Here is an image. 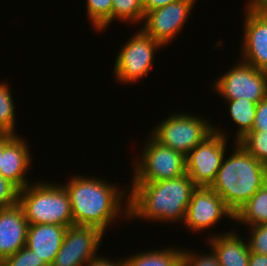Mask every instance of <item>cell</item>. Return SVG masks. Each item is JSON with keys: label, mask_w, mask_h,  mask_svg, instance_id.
<instances>
[{"label": "cell", "mask_w": 267, "mask_h": 266, "mask_svg": "<svg viewBox=\"0 0 267 266\" xmlns=\"http://www.w3.org/2000/svg\"><path fill=\"white\" fill-rule=\"evenodd\" d=\"M72 176L61 184L69 195L73 225L93 226L105 234L116 220H129L128 187L96 176Z\"/></svg>", "instance_id": "6da1fadb"}, {"label": "cell", "mask_w": 267, "mask_h": 266, "mask_svg": "<svg viewBox=\"0 0 267 266\" xmlns=\"http://www.w3.org/2000/svg\"><path fill=\"white\" fill-rule=\"evenodd\" d=\"M128 219L183 224L192 191L189 175L158 182H130Z\"/></svg>", "instance_id": "7a4b0ae2"}, {"label": "cell", "mask_w": 267, "mask_h": 266, "mask_svg": "<svg viewBox=\"0 0 267 266\" xmlns=\"http://www.w3.org/2000/svg\"><path fill=\"white\" fill-rule=\"evenodd\" d=\"M233 144V152L225 154L210 188L235 214L267 182V166L255 159L238 142Z\"/></svg>", "instance_id": "3957f363"}, {"label": "cell", "mask_w": 267, "mask_h": 266, "mask_svg": "<svg viewBox=\"0 0 267 266\" xmlns=\"http://www.w3.org/2000/svg\"><path fill=\"white\" fill-rule=\"evenodd\" d=\"M38 181L35 179L18 194V205L28 223L73 225L71 203L64 186L60 182Z\"/></svg>", "instance_id": "277c9868"}, {"label": "cell", "mask_w": 267, "mask_h": 266, "mask_svg": "<svg viewBox=\"0 0 267 266\" xmlns=\"http://www.w3.org/2000/svg\"><path fill=\"white\" fill-rule=\"evenodd\" d=\"M173 113L158 122L150 133L163 146L186 156L214 132V123L207 120L206 116L194 115L192 112Z\"/></svg>", "instance_id": "5b68a950"}, {"label": "cell", "mask_w": 267, "mask_h": 266, "mask_svg": "<svg viewBox=\"0 0 267 266\" xmlns=\"http://www.w3.org/2000/svg\"><path fill=\"white\" fill-rule=\"evenodd\" d=\"M147 137L140 155L132 162V182H158L186 174L184 154L161 145L150 134Z\"/></svg>", "instance_id": "8992f818"}, {"label": "cell", "mask_w": 267, "mask_h": 266, "mask_svg": "<svg viewBox=\"0 0 267 266\" xmlns=\"http://www.w3.org/2000/svg\"><path fill=\"white\" fill-rule=\"evenodd\" d=\"M164 46L138 28L120 47L114 60L113 76L120 84H132L144 79L154 66L156 53Z\"/></svg>", "instance_id": "52a82bcc"}, {"label": "cell", "mask_w": 267, "mask_h": 266, "mask_svg": "<svg viewBox=\"0 0 267 266\" xmlns=\"http://www.w3.org/2000/svg\"><path fill=\"white\" fill-rule=\"evenodd\" d=\"M220 127L213 124L214 132L186 155V173L196 187H211L229 151L228 135Z\"/></svg>", "instance_id": "ba28073f"}, {"label": "cell", "mask_w": 267, "mask_h": 266, "mask_svg": "<svg viewBox=\"0 0 267 266\" xmlns=\"http://www.w3.org/2000/svg\"><path fill=\"white\" fill-rule=\"evenodd\" d=\"M233 67L214 79L212 89L223 100L244 98L258 104L267 95V71L238 59Z\"/></svg>", "instance_id": "9c48e42d"}, {"label": "cell", "mask_w": 267, "mask_h": 266, "mask_svg": "<svg viewBox=\"0 0 267 266\" xmlns=\"http://www.w3.org/2000/svg\"><path fill=\"white\" fill-rule=\"evenodd\" d=\"M198 0H179L164 7L145 12L139 28L164 47L183 32ZM144 22V23H143Z\"/></svg>", "instance_id": "30bf717a"}, {"label": "cell", "mask_w": 267, "mask_h": 266, "mask_svg": "<svg viewBox=\"0 0 267 266\" xmlns=\"http://www.w3.org/2000/svg\"><path fill=\"white\" fill-rule=\"evenodd\" d=\"M223 218L234 222V213L224 200L210 187H196L191 194L184 227L194 234L205 233L206 230L217 226Z\"/></svg>", "instance_id": "8fae6325"}, {"label": "cell", "mask_w": 267, "mask_h": 266, "mask_svg": "<svg viewBox=\"0 0 267 266\" xmlns=\"http://www.w3.org/2000/svg\"><path fill=\"white\" fill-rule=\"evenodd\" d=\"M105 234L93 226L71 225L51 266H85L96 257Z\"/></svg>", "instance_id": "7c38bea8"}, {"label": "cell", "mask_w": 267, "mask_h": 266, "mask_svg": "<svg viewBox=\"0 0 267 266\" xmlns=\"http://www.w3.org/2000/svg\"><path fill=\"white\" fill-rule=\"evenodd\" d=\"M242 61L267 71V12H256L244 6Z\"/></svg>", "instance_id": "4fadbf2b"}, {"label": "cell", "mask_w": 267, "mask_h": 266, "mask_svg": "<svg viewBox=\"0 0 267 266\" xmlns=\"http://www.w3.org/2000/svg\"><path fill=\"white\" fill-rule=\"evenodd\" d=\"M29 143L21 135L3 133V153H0V174L19 190L33 182L27 176L32 167Z\"/></svg>", "instance_id": "5bb4252c"}, {"label": "cell", "mask_w": 267, "mask_h": 266, "mask_svg": "<svg viewBox=\"0 0 267 266\" xmlns=\"http://www.w3.org/2000/svg\"><path fill=\"white\" fill-rule=\"evenodd\" d=\"M28 227L29 223L18 204L0 209V259L2 261L26 246Z\"/></svg>", "instance_id": "9a60e30c"}, {"label": "cell", "mask_w": 267, "mask_h": 266, "mask_svg": "<svg viewBox=\"0 0 267 266\" xmlns=\"http://www.w3.org/2000/svg\"><path fill=\"white\" fill-rule=\"evenodd\" d=\"M230 230L224 233L219 231L218 234L210 232L207 236L210 237L206 238L209 243L206 244L217 255L220 266H248L251 252L247 239L244 240L235 228Z\"/></svg>", "instance_id": "2e32d148"}, {"label": "cell", "mask_w": 267, "mask_h": 266, "mask_svg": "<svg viewBox=\"0 0 267 266\" xmlns=\"http://www.w3.org/2000/svg\"><path fill=\"white\" fill-rule=\"evenodd\" d=\"M68 227L55 224H29L26 247L51 266Z\"/></svg>", "instance_id": "e0dca14e"}, {"label": "cell", "mask_w": 267, "mask_h": 266, "mask_svg": "<svg viewBox=\"0 0 267 266\" xmlns=\"http://www.w3.org/2000/svg\"><path fill=\"white\" fill-rule=\"evenodd\" d=\"M182 251V248L174 246L140 250L130 257H123V261L125 266H182Z\"/></svg>", "instance_id": "ac0fdd59"}, {"label": "cell", "mask_w": 267, "mask_h": 266, "mask_svg": "<svg viewBox=\"0 0 267 266\" xmlns=\"http://www.w3.org/2000/svg\"><path fill=\"white\" fill-rule=\"evenodd\" d=\"M234 222L246 227L267 223V182L234 214Z\"/></svg>", "instance_id": "d6986e66"}, {"label": "cell", "mask_w": 267, "mask_h": 266, "mask_svg": "<svg viewBox=\"0 0 267 266\" xmlns=\"http://www.w3.org/2000/svg\"><path fill=\"white\" fill-rule=\"evenodd\" d=\"M228 106L229 118L234 125L238 127L234 132L233 142L240 140L247 132L253 128L254 118L256 115L257 104L244 98L236 100H225Z\"/></svg>", "instance_id": "ffe728a7"}, {"label": "cell", "mask_w": 267, "mask_h": 266, "mask_svg": "<svg viewBox=\"0 0 267 266\" xmlns=\"http://www.w3.org/2000/svg\"><path fill=\"white\" fill-rule=\"evenodd\" d=\"M11 85L7 81L0 82V133L18 135L16 132V107L14 105Z\"/></svg>", "instance_id": "44dd1931"}, {"label": "cell", "mask_w": 267, "mask_h": 266, "mask_svg": "<svg viewBox=\"0 0 267 266\" xmlns=\"http://www.w3.org/2000/svg\"><path fill=\"white\" fill-rule=\"evenodd\" d=\"M145 15L143 0H113L112 23L119 20L122 23L136 26L142 23Z\"/></svg>", "instance_id": "7402d4cb"}, {"label": "cell", "mask_w": 267, "mask_h": 266, "mask_svg": "<svg viewBox=\"0 0 267 266\" xmlns=\"http://www.w3.org/2000/svg\"><path fill=\"white\" fill-rule=\"evenodd\" d=\"M88 21L95 32H103L112 23L113 0H86Z\"/></svg>", "instance_id": "603a6c76"}, {"label": "cell", "mask_w": 267, "mask_h": 266, "mask_svg": "<svg viewBox=\"0 0 267 266\" xmlns=\"http://www.w3.org/2000/svg\"><path fill=\"white\" fill-rule=\"evenodd\" d=\"M237 142L255 159L267 166V131L247 132Z\"/></svg>", "instance_id": "cb8c5ba5"}, {"label": "cell", "mask_w": 267, "mask_h": 266, "mask_svg": "<svg viewBox=\"0 0 267 266\" xmlns=\"http://www.w3.org/2000/svg\"><path fill=\"white\" fill-rule=\"evenodd\" d=\"M2 266H48L35 252L24 246L19 251L6 257Z\"/></svg>", "instance_id": "d4e9b609"}, {"label": "cell", "mask_w": 267, "mask_h": 266, "mask_svg": "<svg viewBox=\"0 0 267 266\" xmlns=\"http://www.w3.org/2000/svg\"><path fill=\"white\" fill-rule=\"evenodd\" d=\"M210 249L208 254H202L201 252L192 249L189 250L183 248L182 266H220L217 255L212 248Z\"/></svg>", "instance_id": "484cf974"}, {"label": "cell", "mask_w": 267, "mask_h": 266, "mask_svg": "<svg viewBox=\"0 0 267 266\" xmlns=\"http://www.w3.org/2000/svg\"><path fill=\"white\" fill-rule=\"evenodd\" d=\"M248 247L251 253L267 255V223L263 225L248 226Z\"/></svg>", "instance_id": "4316f807"}, {"label": "cell", "mask_w": 267, "mask_h": 266, "mask_svg": "<svg viewBox=\"0 0 267 266\" xmlns=\"http://www.w3.org/2000/svg\"><path fill=\"white\" fill-rule=\"evenodd\" d=\"M19 189L0 174V209L18 204Z\"/></svg>", "instance_id": "83f0119b"}, {"label": "cell", "mask_w": 267, "mask_h": 266, "mask_svg": "<svg viewBox=\"0 0 267 266\" xmlns=\"http://www.w3.org/2000/svg\"><path fill=\"white\" fill-rule=\"evenodd\" d=\"M251 131H267V95L257 104Z\"/></svg>", "instance_id": "f1b7e54d"}, {"label": "cell", "mask_w": 267, "mask_h": 266, "mask_svg": "<svg viewBox=\"0 0 267 266\" xmlns=\"http://www.w3.org/2000/svg\"><path fill=\"white\" fill-rule=\"evenodd\" d=\"M85 266H125V262L123 261V257L119 259H111L107 257H103V255L96 256L92 258Z\"/></svg>", "instance_id": "f546056e"}, {"label": "cell", "mask_w": 267, "mask_h": 266, "mask_svg": "<svg viewBox=\"0 0 267 266\" xmlns=\"http://www.w3.org/2000/svg\"><path fill=\"white\" fill-rule=\"evenodd\" d=\"M179 0H143L145 12L152 11Z\"/></svg>", "instance_id": "4dcf8cb0"}, {"label": "cell", "mask_w": 267, "mask_h": 266, "mask_svg": "<svg viewBox=\"0 0 267 266\" xmlns=\"http://www.w3.org/2000/svg\"><path fill=\"white\" fill-rule=\"evenodd\" d=\"M245 7L256 12H267V0H246Z\"/></svg>", "instance_id": "1f68e13d"}, {"label": "cell", "mask_w": 267, "mask_h": 266, "mask_svg": "<svg viewBox=\"0 0 267 266\" xmlns=\"http://www.w3.org/2000/svg\"><path fill=\"white\" fill-rule=\"evenodd\" d=\"M248 266H267V255L251 253Z\"/></svg>", "instance_id": "d6a6232c"}, {"label": "cell", "mask_w": 267, "mask_h": 266, "mask_svg": "<svg viewBox=\"0 0 267 266\" xmlns=\"http://www.w3.org/2000/svg\"><path fill=\"white\" fill-rule=\"evenodd\" d=\"M0 153H3V133H0Z\"/></svg>", "instance_id": "836d02e7"}]
</instances>
